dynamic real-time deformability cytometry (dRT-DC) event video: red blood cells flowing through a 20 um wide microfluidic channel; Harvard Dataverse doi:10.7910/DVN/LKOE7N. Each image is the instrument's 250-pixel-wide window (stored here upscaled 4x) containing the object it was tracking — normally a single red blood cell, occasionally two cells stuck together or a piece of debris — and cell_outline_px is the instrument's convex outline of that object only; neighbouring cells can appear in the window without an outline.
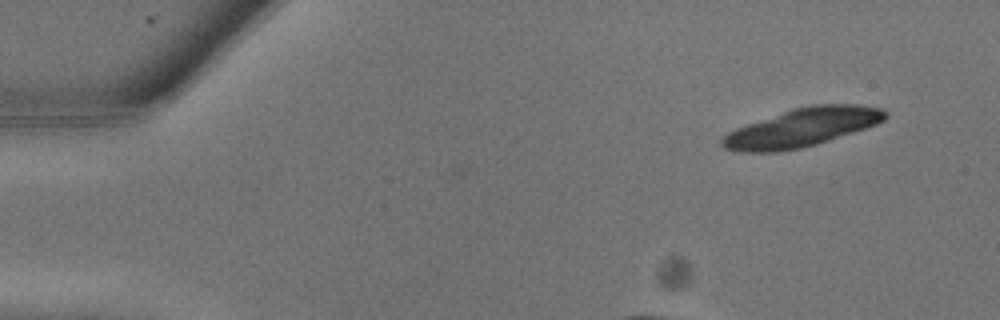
{"species": "common noctule bat (a hibernating species)", "species_latin": "Nyctalus noctula", "temperature_condition": "warm", "stored_images_in_passage": 3, "camera_frame_rate_fps": 3000, "um_per_image_px": 0.085, "animal": {"sex": "male", "body_mass_g": 13.3}, "frame": {"image": 1, "passage_image": 3, "time_ms": 0.667, "image_size_px": [1000, 320], "cell_outline_px": [[888, 116], [884, 120], [876, 124], [816, 144], [800, 148], [780, 152], [740, 152], [724, 148], [720, 144], [720, 140], [728, 132], [736, 128], [792, 108], [808, 104], [860, 104], [884, 108], [888, 112]], "centroid_in_image_um": [68.18, 10.82], "position_along_channel_um": 16.8, "area_um2": 36.59}}